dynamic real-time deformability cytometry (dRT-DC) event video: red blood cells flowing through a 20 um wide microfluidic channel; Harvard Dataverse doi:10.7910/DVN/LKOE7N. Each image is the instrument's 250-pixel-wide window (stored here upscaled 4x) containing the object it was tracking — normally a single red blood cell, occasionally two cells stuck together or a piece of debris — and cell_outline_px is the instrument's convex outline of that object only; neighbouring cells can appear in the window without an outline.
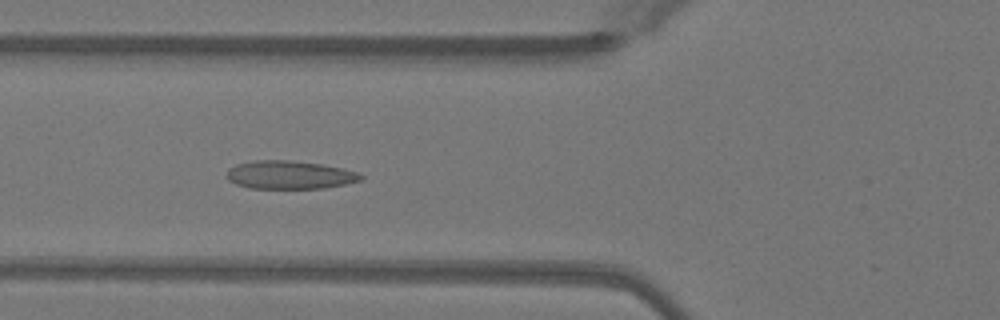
{"species": "Egyptian fruit bat (a non-hibernating species)", "species_latin": "Rousettus aegyptiacus", "temperature_condition": "warm", "stored_images_in_passage": 49, "camera_frame_rate_fps": 3000, "um_per_image_px": 0.085, "animal": {"sex": "female"}, "frame": {"image": 1, "passage_image": 18, "time_ms": 5.667, "image_size_px": [1000, 320], "cell_outline_px": [[364, 176], [360, 180], [344, 184], [320, 188], [248, 188], [236, 184], [228, 180], [228, 168], [236, 164], [252, 160], [288, 160], [320, 164], [340, 168], [356, 172]], "centroid_in_image_um": [24.56, 14.86], "position_along_channel_um": 101.2, "area_um2": 21.79}}
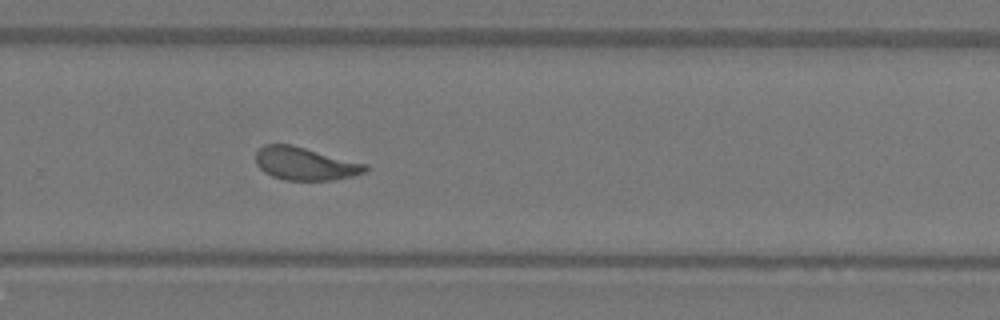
{"frame": {"image": 2, "passage_image": 33, "time_ms": 10.667, "image_size_px": [1000, 320], "cell_outline_px": [[368, 172], [352, 176], [332, 180], [284, 180], [272, 176], [264, 172], [256, 164], [256, 152], [264, 144], [292, 144], [368, 164]], "centroid_in_image_um": [25.95, 13.91], "position_along_channel_um": 303.8, "area_um2": 21.21}}
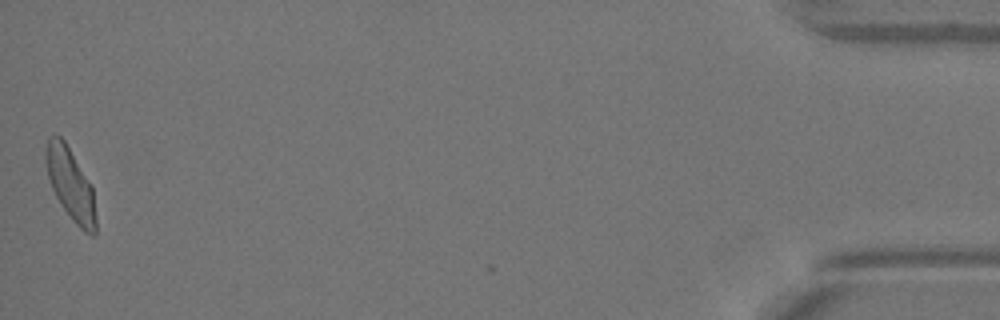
{"frame": {"image": 3, "passage_image": 49, "time_ms": 16.0, "image_size_px": [1000, 320], "cell_outline_px": [[96, 232], [92, 236], [84, 232], [72, 220], [56, 196], [52, 188], [48, 176], [44, 160], [44, 156], [48, 136], [60, 136], [64, 140], [92, 188], [96, 216]], "centroid_in_image_um": [5.98, 15.68], "position_along_channel_um": 429.2, "area_um2": 20.58}, "authors_computed_cell_mechanics": {"area_um2": 21.7906, "velocity_mm_per_s": 4.065, "shape_relaxation_time_tau1_ms": 11.1483, "shape_relaxation_time_tau2_ms": 1.1283, "deformation_change_tau1": 0.2557, "deformation_change_tau2": 0.093}}